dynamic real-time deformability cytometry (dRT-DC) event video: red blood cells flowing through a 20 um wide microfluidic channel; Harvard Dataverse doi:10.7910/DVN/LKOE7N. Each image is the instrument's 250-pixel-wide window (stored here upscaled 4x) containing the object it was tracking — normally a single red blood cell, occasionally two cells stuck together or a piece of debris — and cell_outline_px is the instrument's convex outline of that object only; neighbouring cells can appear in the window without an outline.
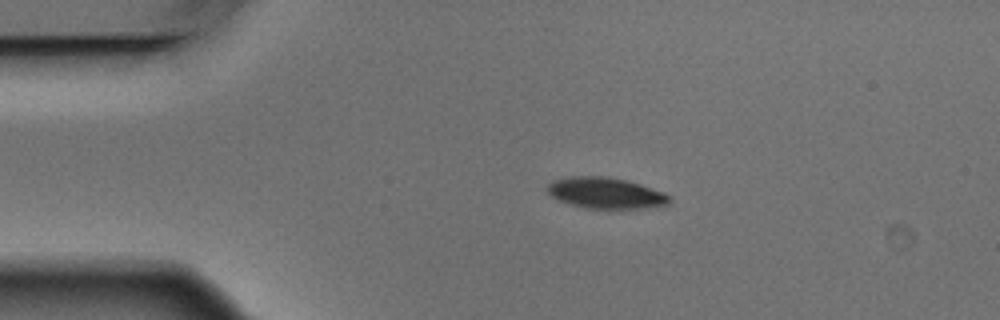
{"species": "Egyptian fruit bat (a non-hibernating species)", "species_latin": "Rousettus aegyptiacus", "temperature_condition": "warm", "stored_images_in_passage": 11, "camera_frame_rate_fps": 3000, "um_per_image_px": 0.085, "animal": {"sex": "male"}, "frame": {"image": 1, "passage_image": 1, "time_ms": 0.0, "image_size_px": [1000, 320], "cell_outline_px": [[668, 204], [640, 208], [584, 208], [560, 200], [552, 196], [548, 192], [548, 184], [552, 180], [572, 176], [608, 176], [628, 180], [664, 192], [668, 196]], "centroid_in_image_um": [51.46, 16.38], "position_along_channel_um": 33.5, "area_um2": 21.79}}
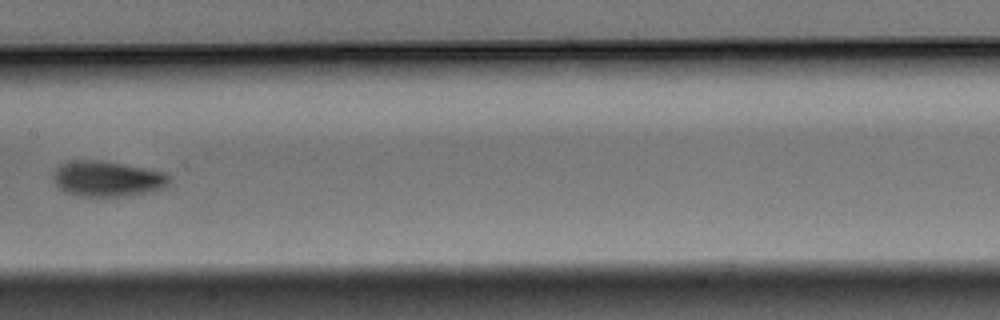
{"frame": {"image": 2, "passage_image": 5, "time_ms": 1.333, "image_size_px": [1000, 320], "cell_outline_px": [[172, 176], [168, 184], [164, 188], [152, 192], [128, 196], [80, 196], [68, 192], [60, 188], [52, 180], [52, 172], [60, 164], [68, 160], [104, 160], [168, 172]], "centroid_in_image_um": [9.17, 15.18], "position_along_channel_um": 198.2, "area_um2": 24.62}}
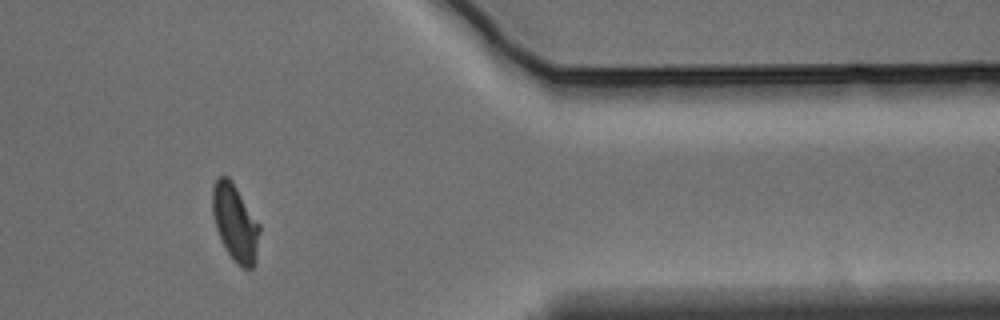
{"frame": {"image": 3, "passage_image": 10, "time_ms": 3.0, "image_size_px": [1000, 320], "cell_outline_px": [[260, 232], [256, 264], [252, 268], [240, 268], [236, 264], [228, 252], [216, 228], [212, 212], [212, 188], [216, 180], [220, 176], [228, 176], [232, 180], [260, 224]], "centroid_in_image_um": [20.01, 18.94], "position_along_channel_um": 391.4, "area_um2": 21.21}}